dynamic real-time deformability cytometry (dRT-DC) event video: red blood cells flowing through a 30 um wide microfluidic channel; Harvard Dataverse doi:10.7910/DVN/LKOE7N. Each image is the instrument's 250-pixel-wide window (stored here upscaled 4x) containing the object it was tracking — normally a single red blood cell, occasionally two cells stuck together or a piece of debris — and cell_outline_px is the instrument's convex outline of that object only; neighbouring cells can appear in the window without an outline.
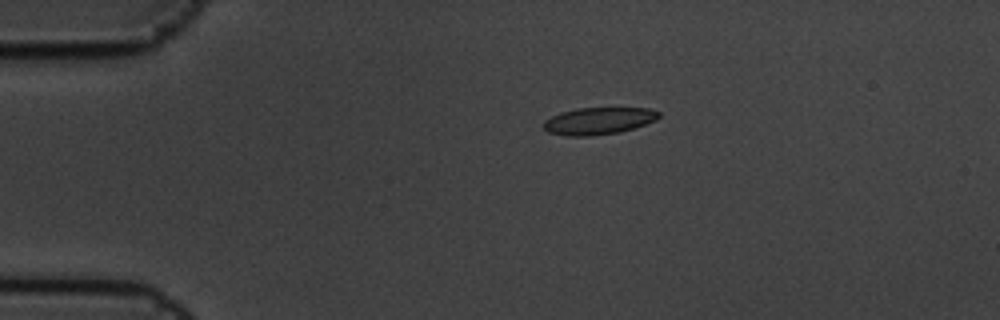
{"species": "common noctule bat (a hibernating species)", "species_latin": "Nyctalus noctula", "temperature_condition": "cold", "stored_images_in_passage": 5, "camera_frame_rate_fps": 3000, "um_per_image_px": 0.085, "animal": {"sex": "male", "body_mass_g": 19.5, "forearm_length_mm": 54.6}, "frame": {"image": 1, "passage_image": 4, "time_ms": 1.0, "image_size_px": [1000, 320], "cell_outline_px": [[660, 116], [656, 120], [620, 132], [592, 136], [564, 136], [548, 132], [544, 128], [544, 120], [560, 112], [576, 108], [648, 108], [660, 112]], "centroid_in_image_um": [50.85, 10.28], "position_along_channel_um": 34.1, "area_um2": 18.21}}